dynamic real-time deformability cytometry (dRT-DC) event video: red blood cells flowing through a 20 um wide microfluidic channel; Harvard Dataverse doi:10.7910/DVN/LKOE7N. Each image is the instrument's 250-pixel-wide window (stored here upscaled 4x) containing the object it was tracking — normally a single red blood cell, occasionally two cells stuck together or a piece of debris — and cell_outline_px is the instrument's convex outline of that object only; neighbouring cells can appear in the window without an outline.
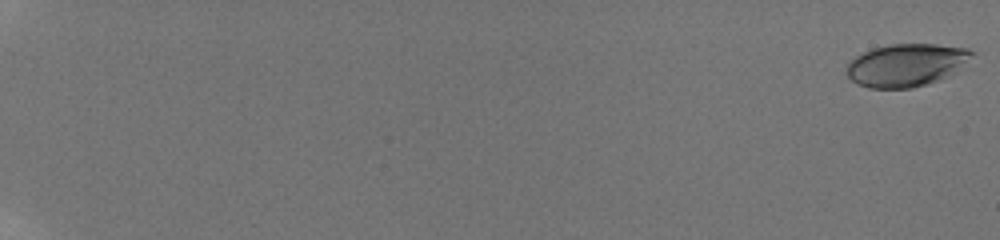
{"species": "human", "species_latin": "Homo sapiens", "temperature_condition": "room temperature", "stored_images_in_passage": 35, "camera_frame_rate_fps": 3000, "um_per_image_px": 0.085, "donor": {"sex": "male"}, "frame": {"image": 1, "passage_image": 1, "time_ms": 0.0, "image_size_px": [1000, 240], "cell_outline_px": [[976, 52], [952, 72], [928, 84], [912, 88], [868, 88], [852, 80], [848, 76], [848, 64], [856, 56], [872, 48], [892, 44], [936, 44], [968, 48]], "centroid_in_image_um": [77.01, 5.52], "position_along_channel_um": 8.0, "area_um2": 30.52}}
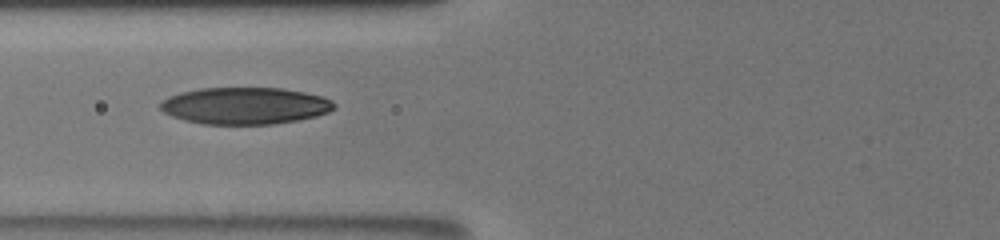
{"frame": {"image": 2, "passage_image": 26, "time_ms": 9.333, "image_size_px": [1000, 240], "cell_outline_px": [[336, 108], [328, 112], [316, 116], [296, 120], [272, 124], [204, 124], [184, 120], [172, 116], [164, 112], [160, 108], [160, 100], [168, 96], [180, 92], [200, 88], [280, 88], [304, 92], [324, 96], [332, 100], [336, 104]], "centroid_in_image_um": [20.82, 8.98], "position_along_channel_um": 105.0, "area_um2": 37.51}}
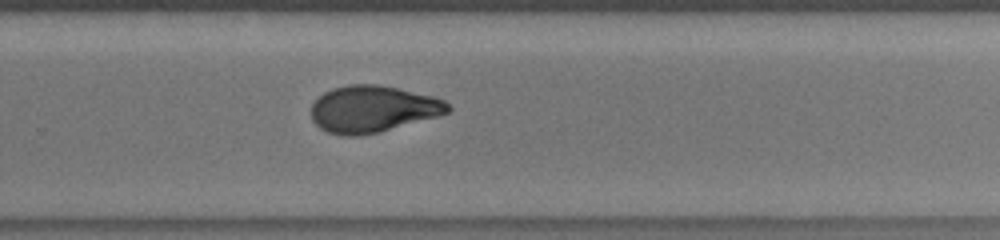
{"frame": {"image": 3, "passage_image": 35, "time_ms": 14.333, "image_size_px": [1000, 240], "cell_outline_px": [[452, 108], [448, 112], [440, 116], [380, 132], [356, 136], [344, 136], [328, 132], [320, 128], [312, 120], [312, 104], [324, 92], [332, 88], [348, 84], [376, 84], [396, 88], [432, 96], [444, 100]], "centroid_in_image_um": [31.69, 9.27], "position_along_channel_um": 298.1, "area_um2": 37.22}}